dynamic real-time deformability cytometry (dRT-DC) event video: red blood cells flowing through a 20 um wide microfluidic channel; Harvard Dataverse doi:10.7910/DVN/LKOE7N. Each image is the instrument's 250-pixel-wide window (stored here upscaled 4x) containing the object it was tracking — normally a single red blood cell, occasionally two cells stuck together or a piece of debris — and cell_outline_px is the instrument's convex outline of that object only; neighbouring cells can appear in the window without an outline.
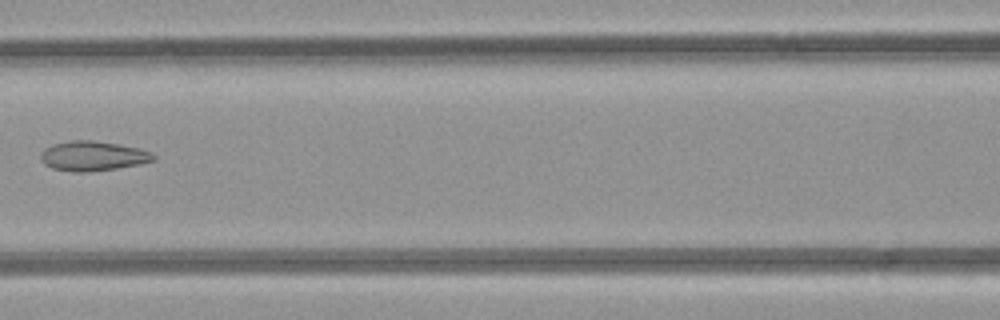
{"species": "common noctule bat (a hibernating species)", "species_latin": "Nyctalus noctula", "temperature_condition": "room temperature", "stored_images_in_passage": 6, "camera_frame_rate_fps": 3000, "um_per_image_px": 0.085, "animal": {"sex": "female", "body_mass_g": 21.9}, "frame": {"image": 1, "passage_image": 5, "time_ms": 4.667, "image_size_px": [1000, 320], "cell_outline_px": [[156, 160], [116, 168], [88, 172], [72, 172], [52, 168], [44, 164], [40, 160], [40, 152], [44, 148], [52, 144], [68, 140], [92, 140], [120, 144], [140, 148], [152, 152], [156, 156]], "centroid_in_image_um": [7.86, 13.24], "position_along_channel_um": 158.7, "area_um2": 19.77}}